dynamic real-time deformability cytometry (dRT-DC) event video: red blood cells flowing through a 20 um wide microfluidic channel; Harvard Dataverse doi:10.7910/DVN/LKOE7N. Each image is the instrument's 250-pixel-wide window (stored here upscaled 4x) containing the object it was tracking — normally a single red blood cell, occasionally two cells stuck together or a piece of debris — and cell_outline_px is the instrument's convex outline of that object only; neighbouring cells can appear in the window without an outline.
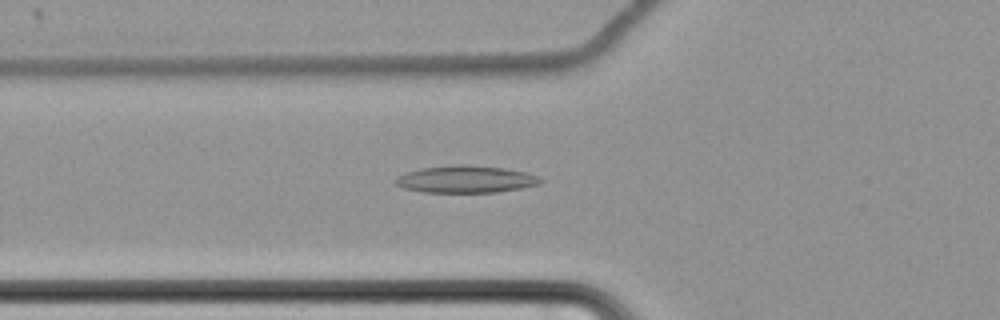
{"species": "common noctule bat (a hibernating species)", "species_latin": "Nyctalus noctula", "temperature_condition": "cold", "stored_images_in_passage": 64, "camera_frame_rate_fps": 3000, "um_per_image_px": 0.085, "animal": {"sex": "female", "body_mass_g": 22.7, "forearm_length_mm": 54.2}, "frame": {"image": 1, "passage_image": 26, "time_ms": 8.333, "image_size_px": [1000, 320], "cell_outline_px": [[544, 180], [540, 184], [520, 188], [496, 192], [424, 192], [404, 188], [396, 184], [392, 180], [396, 176], [420, 168], [460, 164], [504, 168], [524, 172], [540, 176]], "centroid_in_image_um": [39.58, 15.23], "position_along_channel_um": 86.2, "area_um2": 22.89}}
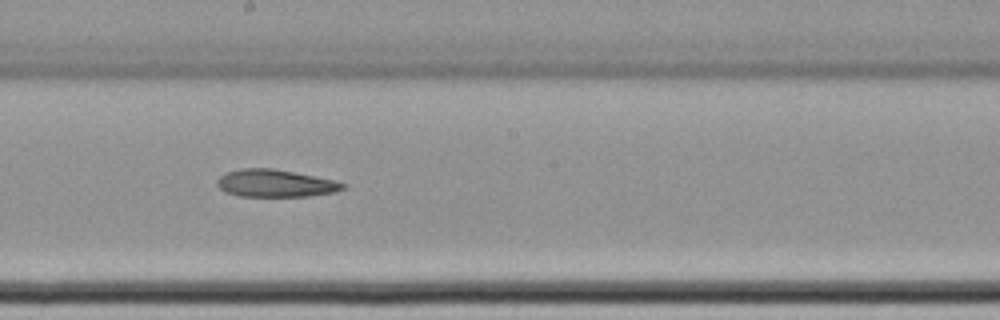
{"frame": {"image": 2, "passage_image": 38, "time_ms": 12.333, "image_size_px": [1000, 320], "cell_outline_px": [[348, 184], [344, 188], [332, 192], [308, 196], [240, 196], [224, 192], [216, 184], [216, 180], [224, 172], [240, 168], [272, 168], [336, 180]], "centroid_in_image_um": [23.36, 15.57], "position_along_channel_um": 224.8, "area_um2": 20.17}}
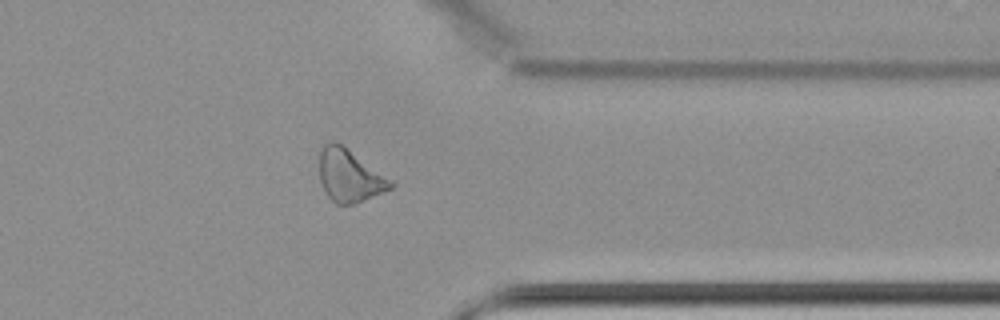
{"frame": {"image": 3, "passage_image": 52, "time_ms": 17.0, "image_size_px": [1000, 320], "cell_outline_px": [[396, 184], [392, 188], [356, 204], [336, 204], [324, 192], [320, 180], [320, 148], [324, 144], [332, 140], [340, 144], [392, 180]], "centroid_in_image_um": [29.7, 14.95], "position_along_channel_um": 381.7, "area_um2": 21.62}}